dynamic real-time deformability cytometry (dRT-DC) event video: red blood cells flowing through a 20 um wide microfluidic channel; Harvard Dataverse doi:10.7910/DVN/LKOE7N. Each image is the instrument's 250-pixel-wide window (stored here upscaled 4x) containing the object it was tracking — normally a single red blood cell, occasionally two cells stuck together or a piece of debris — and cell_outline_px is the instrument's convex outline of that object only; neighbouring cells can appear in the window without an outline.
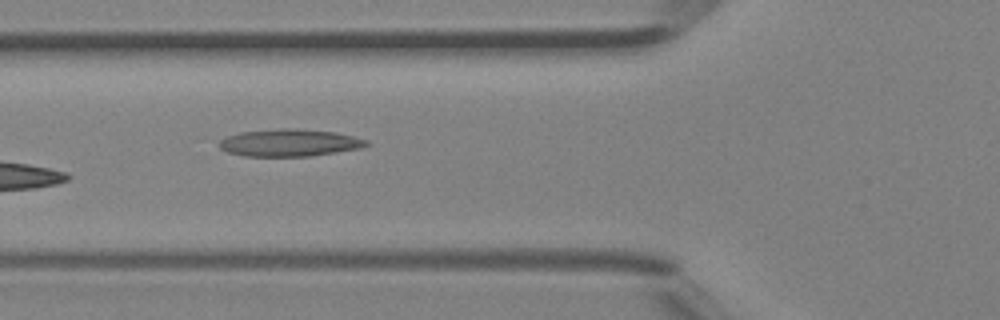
{"species": "Egyptian fruit bat (a non-hibernating species)", "species_latin": "Rousettus aegyptiacus", "temperature_condition": "room temperature", "stored_images_in_passage": 6, "camera_frame_rate_fps": 3000, "um_per_image_px": 0.085, "animal": {"sex": "female"}, "frame": {"image": 1, "passage_image": 4, "time_ms": 1.0, "image_size_px": [1000, 320], "cell_outline_px": [[372, 144], [360, 148], [312, 156], [244, 156], [228, 152], [220, 148], [220, 140], [228, 136], [240, 132], [280, 128], [296, 128], [336, 132], [368, 140]], "centroid_in_image_um": [24.64, 12.13], "position_along_channel_um": 101.2, "area_um2": 23.41}}
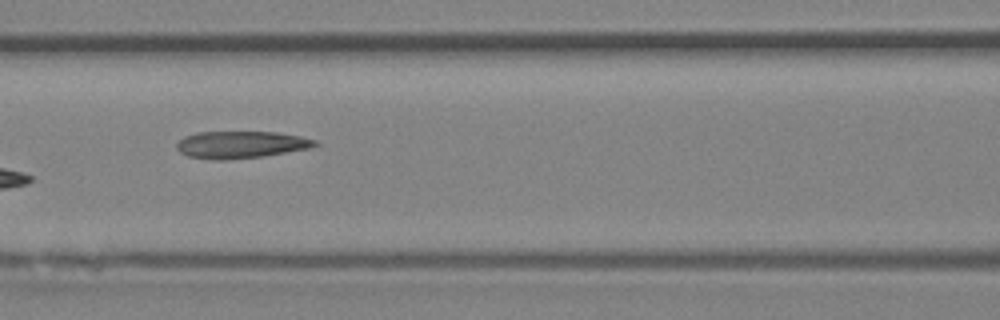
{"frame": {"image": 2, "passage_image": 5, "time_ms": 1.333, "image_size_px": [1000, 320], "cell_outline_px": [[320, 144], [308, 148], [264, 156], [224, 160], [212, 160], [188, 156], [180, 152], [176, 148], [176, 144], [184, 136], [196, 132], [276, 132], [300, 136], [316, 140]], "centroid_in_image_um": [20.45, 12.29], "position_along_channel_um": 146.2, "area_um2": 21.85}}
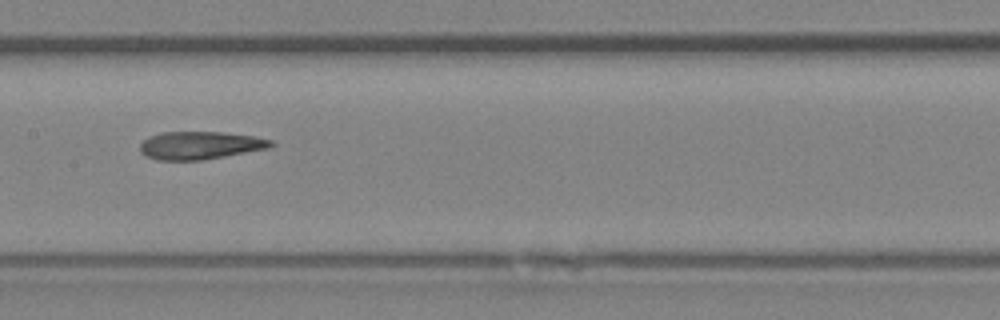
{"frame": {"image": 3, "passage_image": 6, "time_ms": 1.667, "image_size_px": [1000, 320], "cell_outline_px": [[276, 144], [268, 148], [224, 156], [200, 160], [156, 160], [144, 156], [140, 152], [140, 144], [148, 136], [160, 132], [224, 132], [256, 136], [272, 140]], "centroid_in_image_um": [16.98, 12.35], "position_along_channel_um": 190.4, "area_um2": 21.39}}